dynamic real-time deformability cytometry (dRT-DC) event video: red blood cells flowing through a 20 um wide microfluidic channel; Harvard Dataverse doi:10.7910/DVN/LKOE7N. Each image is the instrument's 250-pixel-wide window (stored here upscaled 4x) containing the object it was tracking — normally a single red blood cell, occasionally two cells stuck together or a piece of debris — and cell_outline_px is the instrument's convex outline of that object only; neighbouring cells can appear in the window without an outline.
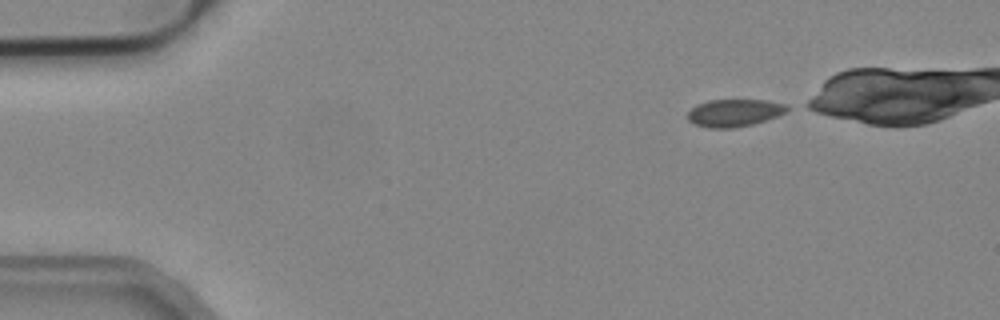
{"species": "common noctule bat (a hibernating species)", "species_latin": "Nyctalus noctula", "temperature_condition": "cold", "stored_images_in_passage": 37, "camera_frame_rate_fps": 3000, "um_per_image_px": 0.085, "animal": {"sex": "male", "body_mass_g": 19.2, "forearm_length_mm": 51.8}, "frame": {"image": 1, "passage_image": 1, "time_ms": 0.0, "image_size_px": [1000, 320], "cell_outline_px": [[792, 108], [776, 116], [752, 124], [732, 128], [708, 128], [696, 124], [688, 120], [688, 112], [696, 104], [708, 100], [768, 100], [788, 104]], "centroid_in_image_um": [62.43, 9.57], "position_along_channel_um": 22.6, "area_um2": 15.9}}
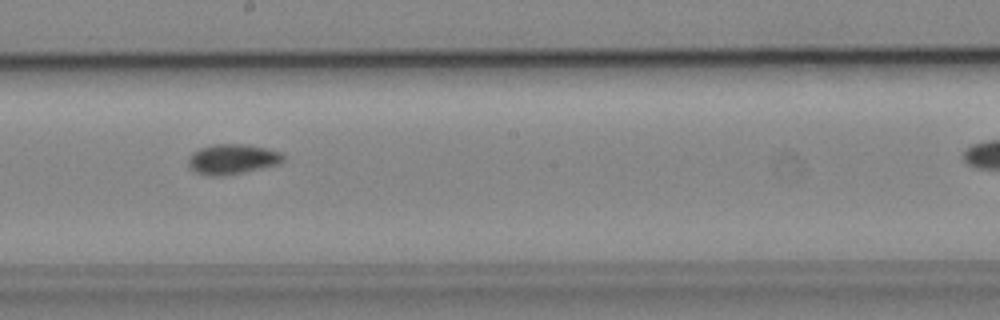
{"frame": {"image": 2, "passage_image": 23, "time_ms": 7.333, "image_size_px": [1000, 320], "cell_outline_px": [[284, 160], [280, 164], [244, 172], [224, 176], [208, 176], [196, 172], [188, 168], [188, 156], [192, 152], [200, 148], [216, 144], [248, 144], [280, 152], [284, 156]], "centroid_in_image_um": [19.72, 13.54], "position_along_channel_um": 228.5, "area_um2": 16.82}}
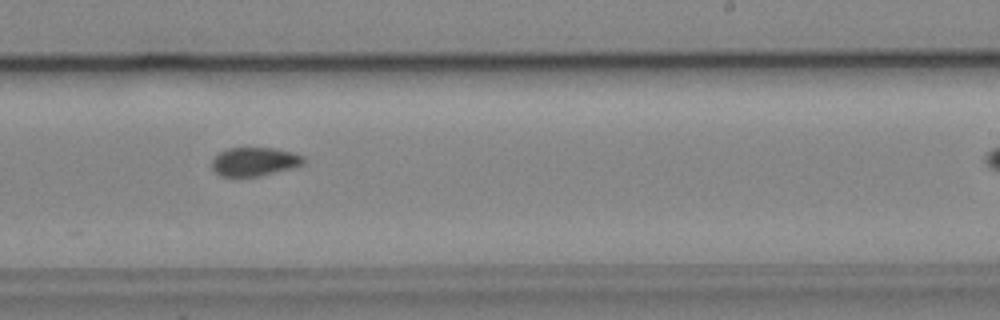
{"frame": {"image": 3, "passage_image": 26, "time_ms": 8.333, "image_size_px": [1000, 320], "cell_outline_px": [[308, 160], [304, 164], [292, 168], [260, 176], [220, 176], [212, 168], [212, 160], [220, 152], [228, 148], [276, 148], [292, 152], [304, 156]], "centroid_in_image_um": [21.68, 13.73], "position_along_channel_um": 267.3, "area_um2": 15.37}}